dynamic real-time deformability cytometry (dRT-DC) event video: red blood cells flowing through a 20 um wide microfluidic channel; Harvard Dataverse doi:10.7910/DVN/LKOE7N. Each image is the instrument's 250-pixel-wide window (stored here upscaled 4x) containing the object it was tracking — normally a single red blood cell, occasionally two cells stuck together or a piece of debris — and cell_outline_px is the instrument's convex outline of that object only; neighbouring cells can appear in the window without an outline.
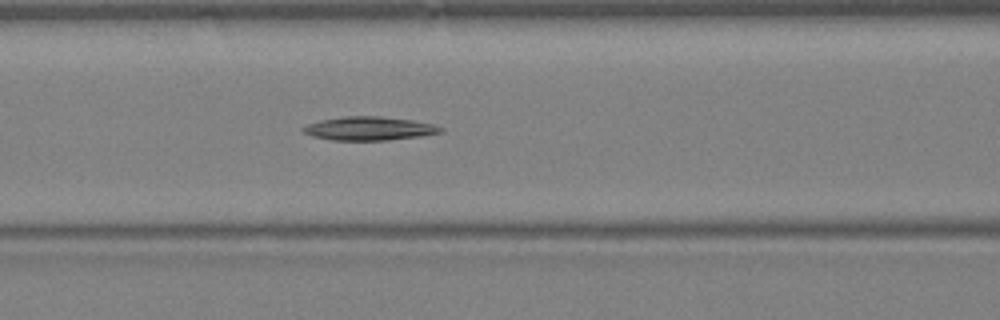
{"species": "Egyptian fruit bat (a non-hibernating species)", "species_latin": "Rousettus aegyptiacus", "temperature_condition": "warm", "stored_images_in_passage": 30, "camera_frame_rate_fps": 3000, "um_per_image_px": 0.085, "animal": {"sex": "female"}, "frame": {"image": 1, "passage_image": 7, "time_ms": 2.0, "image_size_px": [1000, 320], "cell_outline_px": [[444, 132], [420, 136], [388, 140], [332, 140], [312, 136], [304, 132], [304, 128], [308, 124], [320, 120], [344, 116], [384, 116], [412, 120], [432, 124], [444, 128]], "centroid_in_image_um": [31.42, 10.92], "position_along_channel_um": 135.2, "area_um2": 18.84}}
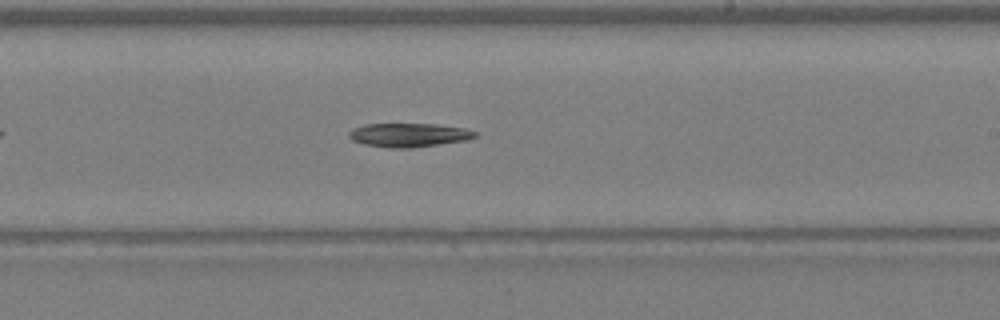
{"frame": {"image": 2, "passage_image": 14, "time_ms": 4.333, "image_size_px": [1000, 320], "cell_outline_px": [[476, 136], [464, 140], [412, 148], [392, 148], [364, 144], [352, 140], [348, 136], [348, 132], [352, 128], [364, 124], [436, 124], [464, 128], [476, 132]], "centroid_in_image_um": [34.69, 11.47], "position_along_channel_um": 254.3, "area_um2": 17.34}}
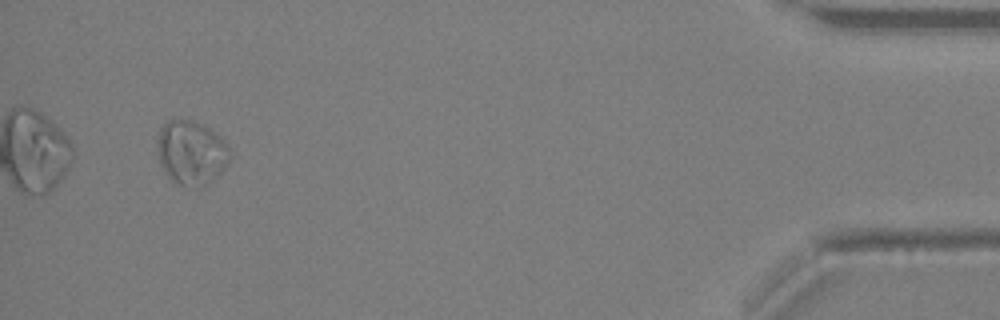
{"frame": {"image": 3, "passage_image": 28, "time_ms": 9.0, "image_size_px": [1000, 320], "cell_outline_px": [[232, 156], [220, 172], [208, 184], [196, 188], [180, 184], [172, 180], [164, 172], [160, 164], [156, 152], [156, 144], [160, 128], [168, 120], [188, 120], [204, 124], [220, 136], [228, 144], [232, 152]], "centroid_in_image_um": [16.26, 12.97], "position_along_channel_um": 418.9, "area_um2": 27.46}}